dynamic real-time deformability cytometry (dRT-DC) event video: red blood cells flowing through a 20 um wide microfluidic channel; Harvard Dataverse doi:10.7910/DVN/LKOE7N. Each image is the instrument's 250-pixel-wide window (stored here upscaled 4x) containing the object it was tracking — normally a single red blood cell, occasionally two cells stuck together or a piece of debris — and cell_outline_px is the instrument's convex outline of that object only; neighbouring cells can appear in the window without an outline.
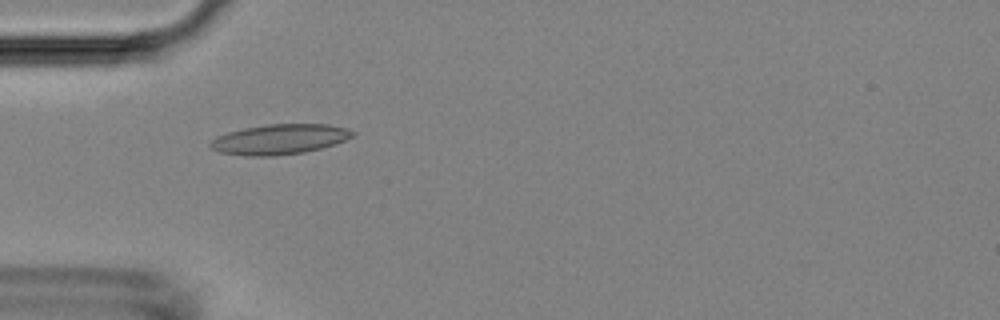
{"species": "Egyptian fruit bat (a non-hibernating species)", "species_latin": "Rousettus aegyptiacus", "temperature_condition": "room temperature", "stored_images_in_passage": 3, "camera_frame_rate_fps": 3000, "um_per_image_px": 0.085, "animal": {"sex": "female"}, "frame": {"image": 1, "passage_image": 3, "time_ms": 2.333, "image_size_px": [1000, 320], "cell_outline_px": [[356, 136], [336, 144], [304, 152], [276, 156], [244, 156], [220, 152], [212, 148], [208, 144], [216, 136], [228, 132], [244, 128], [268, 124], [328, 124], [348, 128], [356, 132]], "centroid_in_image_um": [23.81, 11.84], "position_along_channel_um": 61.2, "area_um2": 25.2}}